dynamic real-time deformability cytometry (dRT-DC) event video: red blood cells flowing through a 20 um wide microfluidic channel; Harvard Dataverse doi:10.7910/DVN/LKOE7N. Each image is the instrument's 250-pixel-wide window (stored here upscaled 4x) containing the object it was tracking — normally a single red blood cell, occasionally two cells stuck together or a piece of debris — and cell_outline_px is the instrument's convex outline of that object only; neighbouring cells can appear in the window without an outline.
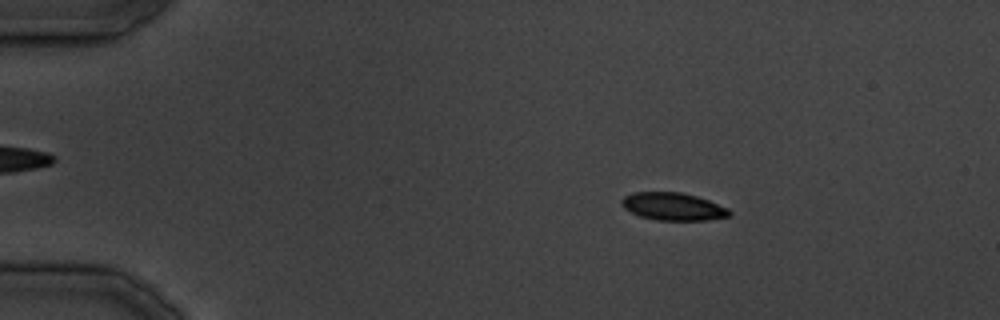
{"species": "common noctule bat (a hibernating species)", "species_latin": "Nyctalus noctula", "temperature_condition": "cold", "stored_images_in_passage": 36, "camera_frame_rate_fps": 3000, "um_per_image_px": 0.085, "animal": {"sex": "male", "body_mass_g": 19.5, "forearm_length_mm": 54.6}, "frame": {"image": 1, "passage_image": 6, "time_ms": 6.333, "image_size_px": [1000, 320], "cell_outline_px": [[732, 216], [708, 220], [656, 220], [640, 216], [624, 208], [620, 204], [620, 200], [624, 196], [632, 192], [680, 192], [696, 196], [708, 200], [728, 208], [732, 212]], "centroid_in_image_um": [57.21, 17.55], "position_along_channel_um": 27.8, "area_um2": 17.46}}
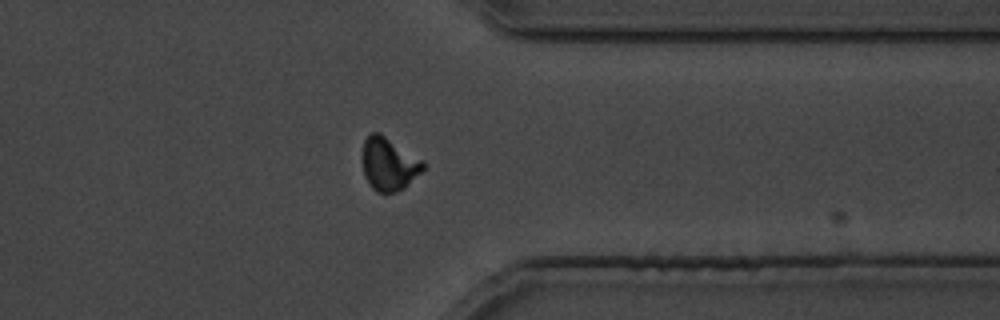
{"frame": {"image": 2, "passage_image": 29, "time_ms": 34.667, "image_size_px": [1000, 320], "cell_outline_px": [[424, 168], [404, 188], [396, 192], [376, 192], [372, 188], [364, 176], [360, 156], [364, 140], [372, 132], [380, 132], [424, 160]], "centroid_in_image_um": [33.01, 13.92], "position_along_channel_um": 378.4, "area_um2": 19.07}}
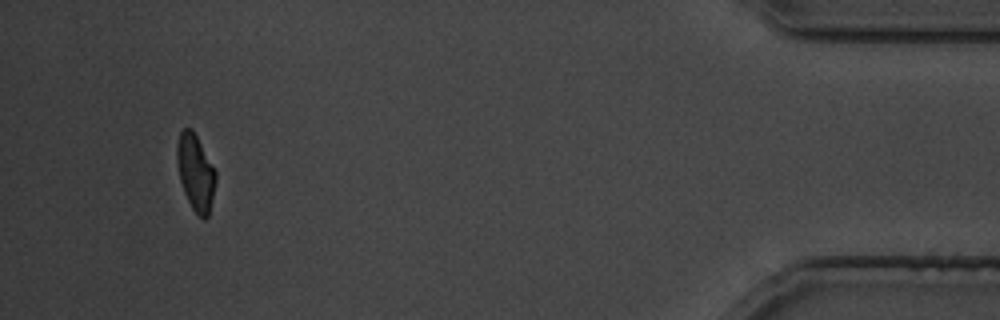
{"frame": {"image": 3, "passage_image": 34, "time_ms": 41.333, "image_size_px": [1000, 320], "cell_outline_px": [[216, 180], [208, 216], [204, 220], [192, 208], [184, 192], [180, 180], [176, 160], [176, 144], [180, 132], [184, 128], [192, 128], [216, 172]], "centroid_in_image_um": [16.6, 14.63], "position_along_channel_um": 418.6, "area_um2": 16.99}}